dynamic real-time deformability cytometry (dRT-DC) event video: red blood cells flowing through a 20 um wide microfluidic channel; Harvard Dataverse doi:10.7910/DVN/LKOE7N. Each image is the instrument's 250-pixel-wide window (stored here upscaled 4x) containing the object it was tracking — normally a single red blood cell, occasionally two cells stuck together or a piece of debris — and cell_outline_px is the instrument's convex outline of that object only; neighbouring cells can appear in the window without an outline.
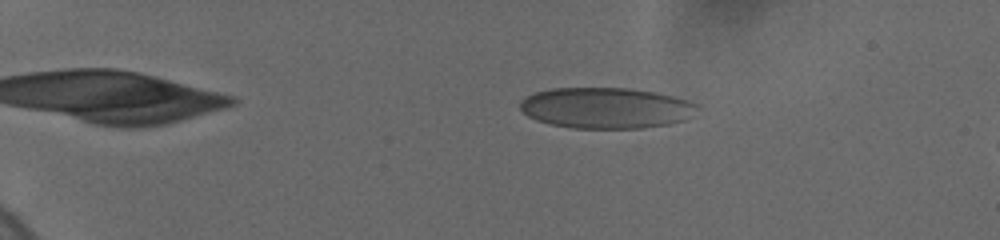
{"species": "human", "species_latin": "Homo sapiens", "temperature_condition": "cold", "stored_images_in_passage": 18, "camera_frame_rate_fps": 3000, "um_per_image_px": 0.085, "donor": {"sex": "female"}, "frame": {"image": 1, "passage_image": 7, "time_ms": 1.667, "image_size_px": [1000, 240], "cell_outline_px": [[696, 104], [684, 120], [668, 124], [640, 128], [572, 128], [548, 124], [536, 120], [528, 116], [520, 108], [520, 100], [536, 92], [552, 88], [628, 88], [656, 92], [688, 100]], "centroid_in_image_um": [51.43, 9.17], "position_along_channel_um": 33.6, "area_um2": 41.79}}